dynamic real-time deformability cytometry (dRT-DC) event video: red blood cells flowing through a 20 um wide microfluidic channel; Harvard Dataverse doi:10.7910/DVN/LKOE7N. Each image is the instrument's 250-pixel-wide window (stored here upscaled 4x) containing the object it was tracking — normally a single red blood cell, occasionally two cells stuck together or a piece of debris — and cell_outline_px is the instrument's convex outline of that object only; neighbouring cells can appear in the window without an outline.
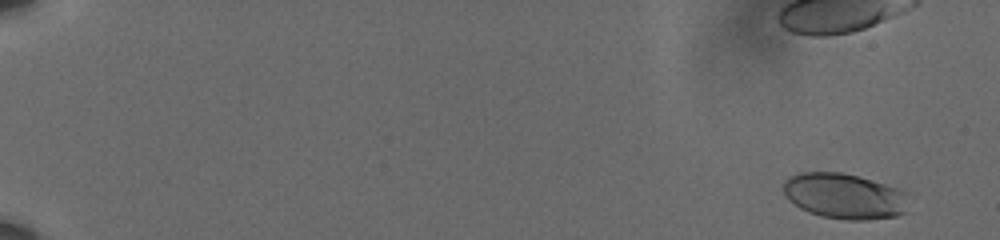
{"species": "human", "species_latin": "Homo sapiens", "temperature_condition": "cold", "stored_images_in_passage": 50, "camera_frame_rate_fps": 3000, "um_per_image_px": 0.085, "donor": {"sex": "male"}, "frame": {"image": 1, "passage_image": 2, "time_ms": 0.333, "image_size_px": [1000, 240], "cell_outline_px": [[904, 212], [896, 216], [868, 220], [848, 220], [820, 216], [808, 212], [800, 208], [784, 192], [784, 180], [788, 176], [800, 172], [840, 172], [856, 176], [884, 184], [896, 188], [904, 192]], "centroid_in_image_um": [71.71, 16.67], "position_along_channel_um": 13.3, "area_um2": 32.6}}